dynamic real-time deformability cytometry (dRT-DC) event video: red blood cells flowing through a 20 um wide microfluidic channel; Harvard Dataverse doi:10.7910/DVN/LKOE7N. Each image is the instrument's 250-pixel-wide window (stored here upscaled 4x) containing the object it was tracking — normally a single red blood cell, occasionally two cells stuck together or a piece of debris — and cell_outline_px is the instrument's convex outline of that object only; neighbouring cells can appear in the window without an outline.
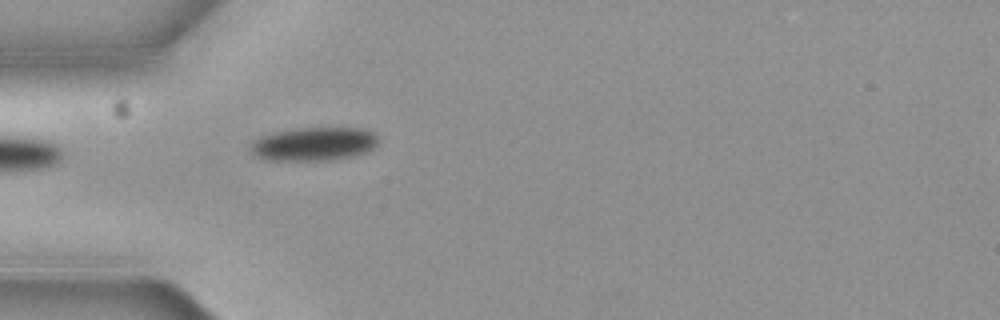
{"species": "common noctule bat (a hibernating species)", "species_latin": "Nyctalus noctula", "temperature_condition": "cold", "stored_images_in_passage": 5, "camera_frame_rate_fps": 3000, "um_per_image_px": 0.085, "animal": {"sex": "female", "body_mass_g": 19.3, "forearm_length_mm": 54.1}, "frame": {"image": 1, "passage_image": 5, "time_ms": 1.333, "image_size_px": [1000, 320], "cell_outline_px": [[380, 140], [368, 152], [352, 156], [328, 160], [268, 160], [256, 156], [248, 148], [248, 144], [252, 140], [260, 136], [272, 132], [296, 128], [364, 128], [380, 136]], "centroid_in_image_um": [26.66, 12.22], "position_along_channel_um": 58.3, "area_um2": 25.32}}